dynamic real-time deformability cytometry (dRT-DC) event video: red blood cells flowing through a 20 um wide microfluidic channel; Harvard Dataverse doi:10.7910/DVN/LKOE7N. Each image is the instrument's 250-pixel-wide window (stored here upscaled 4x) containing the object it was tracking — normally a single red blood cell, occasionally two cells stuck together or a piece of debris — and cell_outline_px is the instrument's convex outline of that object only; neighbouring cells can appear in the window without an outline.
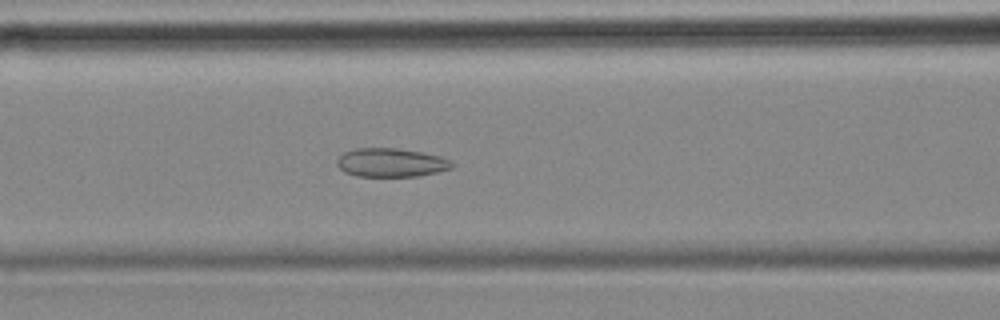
{"species": "common noctule bat (a hibernating species)", "species_latin": "Nyctalus noctula", "temperature_condition": "cold", "stored_images_in_passage": 39, "camera_frame_rate_fps": 3000, "um_per_image_px": 0.085, "animal": {"sex": "female", "body_mass_g": 18.4}, "frame": {"image": 1, "passage_image": 15, "time_ms": 4.667, "image_size_px": [1000, 320], "cell_outline_px": [[456, 164], [452, 168], [436, 172], [416, 176], [356, 176], [344, 172], [336, 164], [336, 160], [344, 152], [356, 148], [396, 148], [420, 152], [440, 156]], "centroid_in_image_um": [33.21, 13.82], "position_along_channel_um": 133.4, "area_um2": 19.13}}
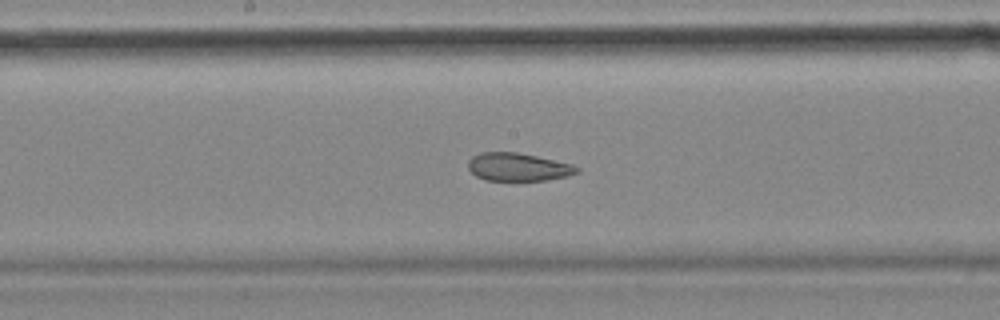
{"frame": {"image": 2, "passage_image": 21, "time_ms": 6.667, "image_size_px": [1000, 320], "cell_outline_px": [[580, 172], [568, 176], [548, 180], [484, 180], [476, 176], [468, 168], [468, 160], [472, 156], [480, 152], [516, 152], [536, 156], [572, 164], [580, 168]], "centroid_in_image_um": [44.04, 14.19], "position_along_channel_um": 204.2, "area_um2": 17.8}}
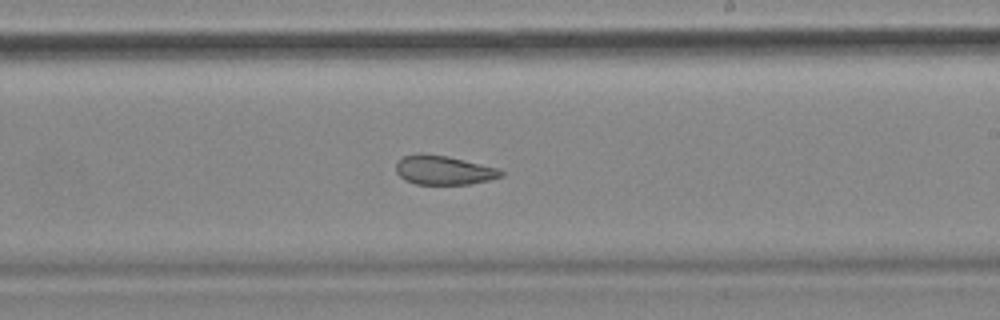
{"frame": {"image": 3, "passage_image": 25, "time_ms": 8.0, "image_size_px": [1000, 320], "cell_outline_px": [[504, 176], [488, 180], [468, 184], [416, 184], [404, 180], [396, 172], [396, 164], [404, 156], [420, 152], [448, 156], [496, 168], [504, 172]], "centroid_in_image_um": [37.68, 14.46], "position_along_channel_um": 251.3, "area_um2": 17.74}, "authors_computed_cell_mechanics": {"area_um2": 19.652, "velocity_mm_per_s": 3.5524, "shape_relaxation_time_tau1_ms": null, "shape_relaxation_time_tau2_ms": 2.7161, "deformation_change_tau1": null, "deformation_change_tau2": 0.0931}}